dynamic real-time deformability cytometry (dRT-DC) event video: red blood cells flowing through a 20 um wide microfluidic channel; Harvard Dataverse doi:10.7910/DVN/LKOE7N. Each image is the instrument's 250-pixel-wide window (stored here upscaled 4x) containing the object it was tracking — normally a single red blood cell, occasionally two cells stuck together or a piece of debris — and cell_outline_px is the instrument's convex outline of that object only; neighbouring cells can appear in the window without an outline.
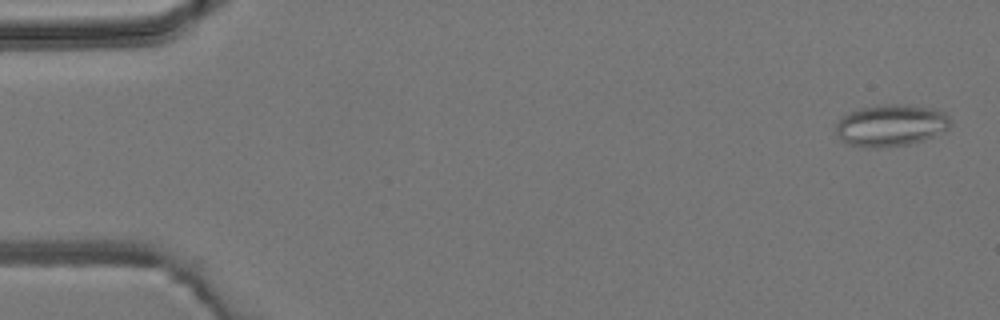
{"species": "common noctule bat (a hibernating species)", "species_latin": "Nyctalus noctula", "temperature_condition": "room temperature", "stored_images_in_passage": 4, "camera_frame_rate_fps": 3000, "um_per_image_px": 0.085, "animal": {"sex": "male", "body_mass_g": 19.2, "forearm_length_mm": 51.8}, "frame": {"image": 1, "passage_image": 1, "time_ms": 0.0, "image_size_px": [1000, 320], "cell_outline_px": [[952, 124], [944, 132], [924, 140], [908, 144], [880, 148], [868, 148], [848, 144], [836, 132], [836, 124], [840, 116], [848, 112], [860, 108], [884, 104], [900, 104], [932, 108], [944, 112], [948, 116]], "centroid_in_image_um": [75.73, 10.65], "position_along_channel_um": 9.3, "area_um2": 28.09}}
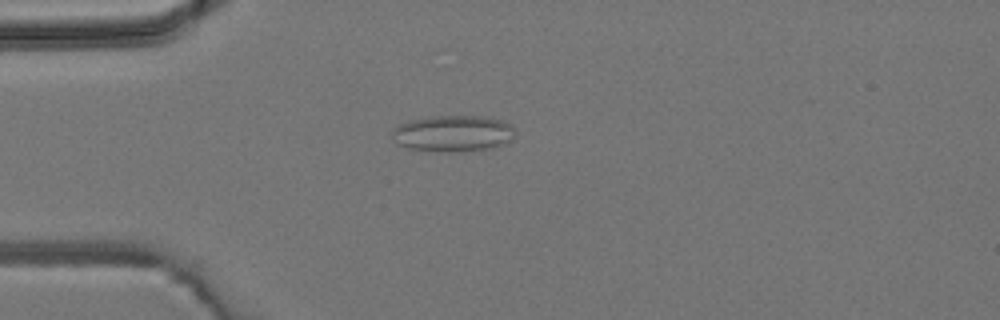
{"frame": {"image": 2, "passage_image": 3, "time_ms": 3.667, "image_size_px": [1000, 320], "cell_outline_px": [[516, 132], [512, 140], [496, 148], [456, 152], [432, 152], [408, 148], [396, 144], [392, 140], [392, 128], [408, 120], [432, 116], [484, 116], [500, 120], [508, 124]], "centroid_in_image_um": [38.47, 11.36], "position_along_channel_um": 46.5, "area_um2": 26.59}}